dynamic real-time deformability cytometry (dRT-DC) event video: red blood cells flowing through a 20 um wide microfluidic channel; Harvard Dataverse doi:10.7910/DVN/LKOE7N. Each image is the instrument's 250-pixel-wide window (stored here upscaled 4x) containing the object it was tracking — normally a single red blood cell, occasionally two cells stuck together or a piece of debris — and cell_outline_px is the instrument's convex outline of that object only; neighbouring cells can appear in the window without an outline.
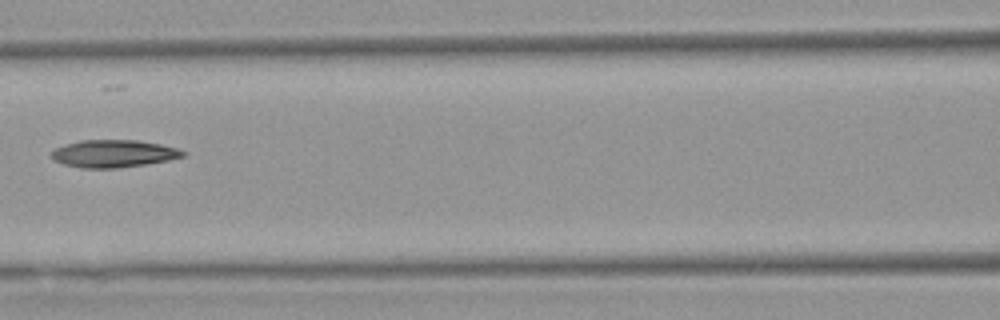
{"species": "Egyptian fruit bat (a non-hibernating species)", "species_latin": "Rousettus aegyptiacus", "temperature_condition": "warm", "stored_images_in_passage": 5, "camera_frame_rate_fps": 3000, "um_per_image_px": 0.085, "animal": {"sex": "female"}, "frame": {"image": 1, "passage_image": 4, "time_ms": 3.333, "image_size_px": [1000, 320], "cell_outline_px": [[188, 152], [184, 156], [168, 160], [148, 164], [116, 168], [80, 168], [64, 164], [52, 160], [52, 152], [56, 148], [80, 140], [136, 140], [160, 144], [176, 148]], "centroid_in_image_um": [9.67, 13.06], "position_along_channel_um": 156.9, "area_um2": 20.98}}